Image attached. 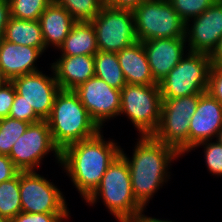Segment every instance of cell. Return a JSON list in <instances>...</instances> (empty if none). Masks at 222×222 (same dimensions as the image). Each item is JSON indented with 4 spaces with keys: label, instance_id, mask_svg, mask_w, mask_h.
<instances>
[{
    "label": "cell",
    "instance_id": "1",
    "mask_svg": "<svg viewBox=\"0 0 222 222\" xmlns=\"http://www.w3.org/2000/svg\"><path fill=\"white\" fill-rule=\"evenodd\" d=\"M120 153V146L113 140L104 141L100 131L94 137L65 147L61 151V164L86 200L99 186L107 168Z\"/></svg>",
    "mask_w": 222,
    "mask_h": 222
},
{
    "label": "cell",
    "instance_id": "2",
    "mask_svg": "<svg viewBox=\"0 0 222 222\" xmlns=\"http://www.w3.org/2000/svg\"><path fill=\"white\" fill-rule=\"evenodd\" d=\"M130 160L121 148L129 166L131 186L135 199L145 208L153 194L162 186L168 175V165L181 156L175 149L152 136H141ZM179 155V156H178Z\"/></svg>",
    "mask_w": 222,
    "mask_h": 222
},
{
    "label": "cell",
    "instance_id": "3",
    "mask_svg": "<svg viewBox=\"0 0 222 222\" xmlns=\"http://www.w3.org/2000/svg\"><path fill=\"white\" fill-rule=\"evenodd\" d=\"M46 120L53 142L61 151L70 144L94 137L102 129L73 90L59 91Z\"/></svg>",
    "mask_w": 222,
    "mask_h": 222
},
{
    "label": "cell",
    "instance_id": "4",
    "mask_svg": "<svg viewBox=\"0 0 222 222\" xmlns=\"http://www.w3.org/2000/svg\"><path fill=\"white\" fill-rule=\"evenodd\" d=\"M98 196L118 222H131L144 210L133 195L129 166L121 153L107 168L99 186L86 199V203L93 205Z\"/></svg>",
    "mask_w": 222,
    "mask_h": 222
},
{
    "label": "cell",
    "instance_id": "5",
    "mask_svg": "<svg viewBox=\"0 0 222 222\" xmlns=\"http://www.w3.org/2000/svg\"><path fill=\"white\" fill-rule=\"evenodd\" d=\"M158 83L162 99L181 98L208 91L211 61L209 54L189 52Z\"/></svg>",
    "mask_w": 222,
    "mask_h": 222
},
{
    "label": "cell",
    "instance_id": "6",
    "mask_svg": "<svg viewBox=\"0 0 222 222\" xmlns=\"http://www.w3.org/2000/svg\"><path fill=\"white\" fill-rule=\"evenodd\" d=\"M133 15L140 42L185 37L186 23L168 0H144L133 10Z\"/></svg>",
    "mask_w": 222,
    "mask_h": 222
},
{
    "label": "cell",
    "instance_id": "7",
    "mask_svg": "<svg viewBox=\"0 0 222 222\" xmlns=\"http://www.w3.org/2000/svg\"><path fill=\"white\" fill-rule=\"evenodd\" d=\"M198 100L199 94L162 99L159 125L152 137L172 147L180 155L189 152L190 120L196 112Z\"/></svg>",
    "mask_w": 222,
    "mask_h": 222
},
{
    "label": "cell",
    "instance_id": "8",
    "mask_svg": "<svg viewBox=\"0 0 222 222\" xmlns=\"http://www.w3.org/2000/svg\"><path fill=\"white\" fill-rule=\"evenodd\" d=\"M162 96L159 84H126L121 89V114L138 129L140 136H152L161 117Z\"/></svg>",
    "mask_w": 222,
    "mask_h": 222
},
{
    "label": "cell",
    "instance_id": "9",
    "mask_svg": "<svg viewBox=\"0 0 222 222\" xmlns=\"http://www.w3.org/2000/svg\"><path fill=\"white\" fill-rule=\"evenodd\" d=\"M90 22L95 29L98 51L117 53L138 41L132 10L104 5Z\"/></svg>",
    "mask_w": 222,
    "mask_h": 222
},
{
    "label": "cell",
    "instance_id": "10",
    "mask_svg": "<svg viewBox=\"0 0 222 222\" xmlns=\"http://www.w3.org/2000/svg\"><path fill=\"white\" fill-rule=\"evenodd\" d=\"M50 151L55 153V158L61 163V150L53 142L48 122L41 120L28 126L8 156L20 171H35Z\"/></svg>",
    "mask_w": 222,
    "mask_h": 222
},
{
    "label": "cell",
    "instance_id": "11",
    "mask_svg": "<svg viewBox=\"0 0 222 222\" xmlns=\"http://www.w3.org/2000/svg\"><path fill=\"white\" fill-rule=\"evenodd\" d=\"M22 212L69 213L62 192L35 171L19 172Z\"/></svg>",
    "mask_w": 222,
    "mask_h": 222
},
{
    "label": "cell",
    "instance_id": "12",
    "mask_svg": "<svg viewBox=\"0 0 222 222\" xmlns=\"http://www.w3.org/2000/svg\"><path fill=\"white\" fill-rule=\"evenodd\" d=\"M73 91L100 128L104 121L120 113L121 90L109 86L96 76L80 84Z\"/></svg>",
    "mask_w": 222,
    "mask_h": 222
},
{
    "label": "cell",
    "instance_id": "13",
    "mask_svg": "<svg viewBox=\"0 0 222 222\" xmlns=\"http://www.w3.org/2000/svg\"><path fill=\"white\" fill-rule=\"evenodd\" d=\"M52 77L38 71L11 80L16 93L21 95L29 106H32L42 120L50 116L56 95L61 90L54 71Z\"/></svg>",
    "mask_w": 222,
    "mask_h": 222
},
{
    "label": "cell",
    "instance_id": "14",
    "mask_svg": "<svg viewBox=\"0 0 222 222\" xmlns=\"http://www.w3.org/2000/svg\"><path fill=\"white\" fill-rule=\"evenodd\" d=\"M189 29L186 23L185 38H188L189 52L211 54L222 38V2L213 3L202 14L193 18Z\"/></svg>",
    "mask_w": 222,
    "mask_h": 222
},
{
    "label": "cell",
    "instance_id": "15",
    "mask_svg": "<svg viewBox=\"0 0 222 222\" xmlns=\"http://www.w3.org/2000/svg\"><path fill=\"white\" fill-rule=\"evenodd\" d=\"M222 128V104L208 91L199 94L196 112L192 115L189 127V151L195 145L217 136Z\"/></svg>",
    "mask_w": 222,
    "mask_h": 222
},
{
    "label": "cell",
    "instance_id": "16",
    "mask_svg": "<svg viewBox=\"0 0 222 222\" xmlns=\"http://www.w3.org/2000/svg\"><path fill=\"white\" fill-rule=\"evenodd\" d=\"M185 37L143 41L154 80L159 83L184 57Z\"/></svg>",
    "mask_w": 222,
    "mask_h": 222
},
{
    "label": "cell",
    "instance_id": "17",
    "mask_svg": "<svg viewBox=\"0 0 222 222\" xmlns=\"http://www.w3.org/2000/svg\"><path fill=\"white\" fill-rule=\"evenodd\" d=\"M42 52L38 48L14 44L7 40H0V72L5 80L34 72L36 60Z\"/></svg>",
    "mask_w": 222,
    "mask_h": 222
},
{
    "label": "cell",
    "instance_id": "18",
    "mask_svg": "<svg viewBox=\"0 0 222 222\" xmlns=\"http://www.w3.org/2000/svg\"><path fill=\"white\" fill-rule=\"evenodd\" d=\"M51 69L61 90H74L95 76L94 56H61Z\"/></svg>",
    "mask_w": 222,
    "mask_h": 222
},
{
    "label": "cell",
    "instance_id": "19",
    "mask_svg": "<svg viewBox=\"0 0 222 222\" xmlns=\"http://www.w3.org/2000/svg\"><path fill=\"white\" fill-rule=\"evenodd\" d=\"M117 56L127 84H158L152 76L142 42L137 41L122 49L117 52Z\"/></svg>",
    "mask_w": 222,
    "mask_h": 222
},
{
    "label": "cell",
    "instance_id": "20",
    "mask_svg": "<svg viewBox=\"0 0 222 222\" xmlns=\"http://www.w3.org/2000/svg\"><path fill=\"white\" fill-rule=\"evenodd\" d=\"M39 22L45 47L52 44L59 49L77 21L63 6L52 1L40 15Z\"/></svg>",
    "mask_w": 222,
    "mask_h": 222
},
{
    "label": "cell",
    "instance_id": "21",
    "mask_svg": "<svg viewBox=\"0 0 222 222\" xmlns=\"http://www.w3.org/2000/svg\"><path fill=\"white\" fill-rule=\"evenodd\" d=\"M61 56L91 55L98 52L95 29L90 21L76 22L59 47Z\"/></svg>",
    "mask_w": 222,
    "mask_h": 222
},
{
    "label": "cell",
    "instance_id": "22",
    "mask_svg": "<svg viewBox=\"0 0 222 222\" xmlns=\"http://www.w3.org/2000/svg\"><path fill=\"white\" fill-rule=\"evenodd\" d=\"M3 39L14 44L38 48L42 53L46 49L39 20L10 17Z\"/></svg>",
    "mask_w": 222,
    "mask_h": 222
},
{
    "label": "cell",
    "instance_id": "23",
    "mask_svg": "<svg viewBox=\"0 0 222 222\" xmlns=\"http://www.w3.org/2000/svg\"><path fill=\"white\" fill-rule=\"evenodd\" d=\"M95 76L109 86L121 90L127 83L117 53L98 51L94 55Z\"/></svg>",
    "mask_w": 222,
    "mask_h": 222
},
{
    "label": "cell",
    "instance_id": "24",
    "mask_svg": "<svg viewBox=\"0 0 222 222\" xmlns=\"http://www.w3.org/2000/svg\"><path fill=\"white\" fill-rule=\"evenodd\" d=\"M22 212L19 173L0 183V216L12 219Z\"/></svg>",
    "mask_w": 222,
    "mask_h": 222
},
{
    "label": "cell",
    "instance_id": "25",
    "mask_svg": "<svg viewBox=\"0 0 222 222\" xmlns=\"http://www.w3.org/2000/svg\"><path fill=\"white\" fill-rule=\"evenodd\" d=\"M77 21H92L105 5L104 0H53Z\"/></svg>",
    "mask_w": 222,
    "mask_h": 222
},
{
    "label": "cell",
    "instance_id": "26",
    "mask_svg": "<svg viewBox=\"0 0 222 222\" xmlns=\"http://www.w3.org/2000/svg\"><path fill=\"white\" fill-rule=\"evenodd\" d=\"M30 123L11 117L0 119V155H9L14 143L27 130Z\"/></svg>",
    "mask_w": 222,
    "mask_h": 222
},
{
    "label": "cell",
    "instance_id": "27",
    "mask_svg": "<svg viewBox=\"0 0 222 222\" xmlns=\"http://www.w3.org/2000/svg\"><path fill=\"white\" fill-rule=\"evenodd\" d=\"M53 0H9L10 16L23 20H39Z\"/></svg>",
    "mask_w": 222,
    "mask_h": 222
},
{
    "label": "cell",
    "instance_id": "28",
    "mask_svg": "<svg viewBox=\"0 0 222 222\" xmlns=\"http://www.w3.org/2000/svg\"><path fill=\"white\" fill-rule=\"evenodd\" d=\"M173 9L180 15L185 23L190 22V18H194L202 14L208 9L214 0H168Z\"/></svg>",
    "mask_w": 222,
    "mask_h": 222
},
{
    "label": "cell",
    "instance_id": "29",
    "mask_svg": "<svg viewBox=\"0 0 222 222\" xmlns=\"http://www.w3.org/2000/svg\"><path fill=\"white\" fill-rule=\"evenodd\" d=\"M200 145H205V162L208 170L212 173V175L215 174L222 176V145L217 141L214 143L209 140L199 143L194 147H198Z\"/></svg>",
    "mask_w": 222,
    "mask_h": 222
},
{
    "label": "cell",
    "instance_id": "30",
    "mask_svg": "<svg viewBox=\"0 0 222 222\" xmlns=\"http://www.w3.org/2000/svg\"><path fill=\"white\" fill-rule=\"evenodd\" d=\"M9 117L25 121L27 123H36L42 119L35 113L32 106L23 100L19 94H15L13 105L11 106Z\"/></svg>",
    "mask_w": 222,
    "mask_h": 222
},
{
    "label": "cell",
    "instance_id": "31",
    "mask_svg": "<svg viewBox=\"0 0 222 222\" xmlns=\"http://www.w3.org/2000/svg\"><path fill=\"white\" fill-rule=\"evenodd\" d=\"M69 213H27L21 212L10 222H61L68 218Z\"/></svg>",
    "mask_w": 222,
    "mask_h": 222
},
{
    "label": "cell",
    "instance_id": "32",
    "mask_svg": "<svg viewBox=\"0 0 222 222\" xmlns=\"http://www.w3.org/2000/svg\"><path fill=\"white\" fill-rule=\"evenodd\" d=\"M15 94L16 90L11 81L5 80L0 84V119L9 117Z\"/></svg>",
    "mask_w": 222,
    "mask_h": 222
},
{
    "label": "cell",
    "instance_id": "33",
    "mask_svg": "<svg viewBox=\"0 0 222 222\" xmlns=\"http://www.w3.org/2000/svg\"><path fill=\"white\" fill-rule=\"evenodd\" d=\"M208 92L222 104V67L211 66Z\"/></svg>",
    "mask_w": 222,
    "mask_h": 222
},
{
    "label": "cell",
    "instance_id": "34",
    "mask_svg": "<svg viewBox=\"0 0 222 222\" xmlns=\"http://www.w3.org/2000/svg\"><path fill=\"white\" fill-rule=\"evenodd\" d=\"M19 172L8 155H0V183L12 179Z\"/></svg>",
    "mask_w": 222,
    "mask_h": 222
},
{
    "label": "cell",
    "instance_id": "35",
    "mask_svg": "<svg viewBox=\"0 0 222 222\" xmlns=\"http://www.w3.org/2000/svg\"><path fill=\"white\" fill-rule=\"evenodd\" d=\"M10 17L9 0H0V40L4 37L5 28Z\"/></svg>",
    "mask_w": 222,
    "mask_h": 222
},
{
    "label": "cell",
    "instance_id": "36",
    "mask_svg": "<svg viewBox=\"0 0 222 222\" xmlns=\"http://www.w3.org/2000/svg\"><path fill=\"white\" fill-rule=\"evenodd\" d=\"M143 1L144 0H104V3L112 8L128 9L133 11Z\"/></svg>",
    "mask_w": 222,
    "mask_h": 222
},
{
    "label": "cell",
    "instance_id": "37",
    "mask_svg": "<svg viewBox=\"0 0 222 222\" xmlns=\"http://www.w3.org/2000/svg\"><path fill=\"white\" fill-rule=\"evenodd\" d=\"M211 65L222 67V38L218 41L216 48L209 55Z\"/></svg>",
    "mask_w": 222,
    "mask_h": 222
},
{
    "label": "cell",
    "instance_id": "38",
    "mask_svg": "<svg viewBox=\"0 0 222 222\" xmlns=\"http://www.w3.org/2000/svg\"><path fill=\"white\" fill-rule=\"evenodd\" d=\"M144 210H141L131 222H172L168 220H160L157 218L147 217L142 214Z\"/></svg>",
    "mask_w": 222,
    "mask_h": 222
},
{
    "label": "cell",
    "instance_id": "39",
    "mask_svg": "<svg viewBox=\"0 0 222 222\" xmlns=\"http://www.w3.org/2000/svg\"><path fill=\"white\" fill-rule=\"evenodd\" d=\"M216 139H217L216 141L222 145V128L217 133Z\"/></svg>",
    "mask_w": 222,
    "mask_h": 222
},
{
    "label": "cell",
    "instance_id": "40",
    "mask_svg": "<svg viewBox=\"0 0 222 222\" xmlns=\"http://www.w3.org/2000/svg\"><path fill=\"white\" fill-rule=\"evenodd\" d=\"M0 222H10V219L6 218V217H3V216H0Z\"/></svg>",
    "mask_w": 222,
    "mask_h": 222
},
{
    "label": "cell",
    "instance_id": "41",
    "mask_svg": "<svg viewBox=\"0 0 222 222\" xmlns=\"http://www.w3.org/2000/svg\"><path fill=\"white\" fill-rule=\"evenodd\" d=\"M4 81H5V79L3 78V76L1 75V72H0V84H2Z\"/></svg>",
    "mask_w": 222,
    "mask_h": 222
}]
</instances>
